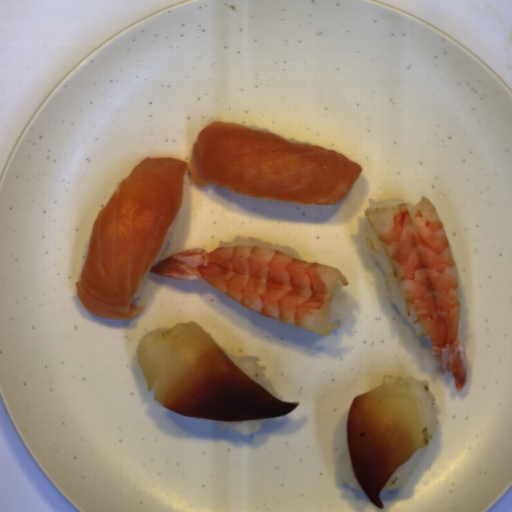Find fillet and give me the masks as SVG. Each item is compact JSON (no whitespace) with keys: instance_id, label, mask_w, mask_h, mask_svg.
<instances>
[{"instance_id":"1","label":"fillet","mask_w":512,"mask_h":512,"mask_svg":"<svg viewBox=\"0 0 512 512\" xmlns=\"http://www.w3.org/2000/svg\"><path fill=\"white\" fill-rule=\"evenodd\" d=\"M187 169L179 158H143L99 210L74 283L82 306L97 318L116 321L142 313L145 306H133L132 300L183 206Z\"/></svg>"},{"instance_id":"2","label":"fillet","mask_w":512,"mask_h":512,"mask_svg":"<svg viewBox=\"0 0 512 512\" xmlns=\"http://www.w3.org/2000/svg\"><path fill=\"white\" fill-rule=\"evenodd\" d=\"M363 170L333 148L221 120L198 132L189 165L190 180L199 187L307 206L337 205Z\"/></svg>"},{"instance_id":"3","label":"fillet","mask_w":512,"mask_h":512,"mask_svg":"<svg viewBox=\"0 0 512 512\" xmlns=\"http://www.w3.org/2000/svg\"><path fill=\"white\" fill-rule=\"evenodd\" d=\"M136 360L152 400L182 417L239 423L285 417L300 404L242 371L198 321L147 330Z\"/></svg>"},{"instance_id":"4","label":"fillet","mask_w":512,"mask_h":512,"mask_svg":"<svg viewBox=\"0 0 512 512\" xmlns=\"http://www.w3.org/2000/svg\"><path fill=\"white\" fill-rule=\"evenodd\" d=\"M354 477L380 510V493L395 471L418 449L429 446L424 406L402 376L385 375L382 384L354 395L346 421Z\"/></svg>"}]
</instances>
